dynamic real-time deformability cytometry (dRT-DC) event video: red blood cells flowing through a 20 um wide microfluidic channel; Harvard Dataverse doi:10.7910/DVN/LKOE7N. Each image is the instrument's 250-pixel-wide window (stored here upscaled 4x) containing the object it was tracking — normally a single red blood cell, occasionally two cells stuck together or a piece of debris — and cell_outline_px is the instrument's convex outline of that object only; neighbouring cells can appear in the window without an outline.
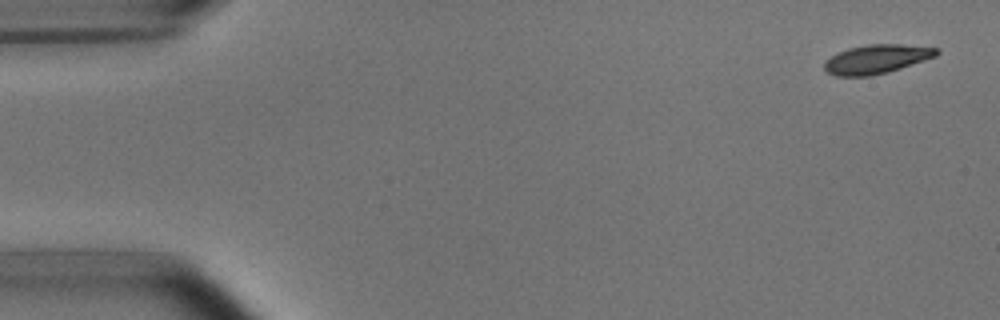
{"species": "common noctule bat (a hibernating species)", "species_latin": "Nyctalus noctula", "temperature_condition": "room temperature", "stored_images_in_passage": 7, "camera_frame_rate_fps": 3000, "um_per_image_px": 0.085, "animal": {"sex": "male", "body_mass_g": 15.6}, "frame": {"image": 1, "passage_image": 1, "time_ms": 0.0, "image_size_px": [1000, 320], "cell_outline_px": [[940, 52], [936, 56], [888, 72], [868, 76], [836, 76], [828, 72], [824, 68], [824, 64], [836, 52], [848, 48], [868, 44], [900, 44], [936, 48]], "centroid_in_image_um": [74.49, 5.02], "position_along_channel_um": 10.5, "area_um2": 18.73}}
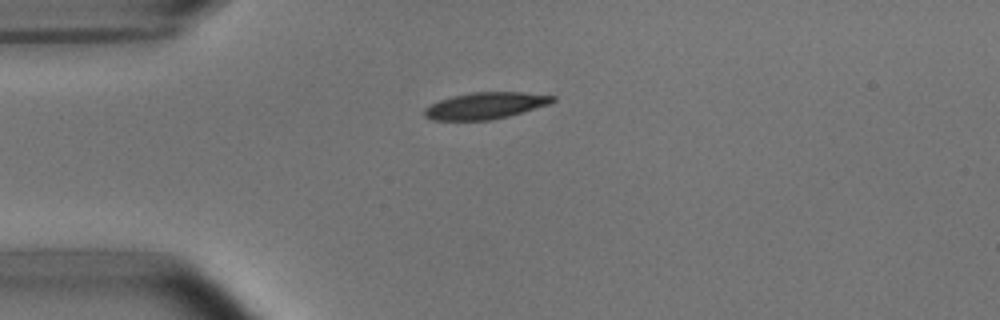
{"frame": {"image": 2, "passage_image": 4, "time_ms": 3.667, "image_size_px": [1000, 320], "cell_outline_px": [[556, 100], [548, 104], [508, 116], [492, 120], [432, 120], [424, 116], [424, 108], [440, 100], [452, 96], [472, 92], [524, 92], [556, 96]], "centroid_in_image_um": [41.25, 8.98], "position_along_channel_um": 43.8, "area_um2": 19.77}}
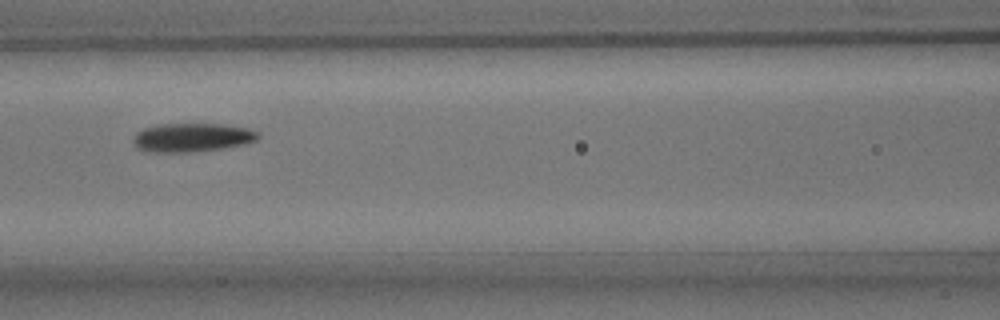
{"frame": {"image": 3, "passage_image": 7, "time_ms": 7.0, "image_size_px": [1000, 320], "cell_outline_px": [[260, 136], [256, 140], [244, 144], [228, 148], [188, 152], [148, 152], [136, 148], [132, 140], [136, 132], [144, 128], [160, 124], [220, 124], [248, 128], [260, 132]], "centroid_in_image_um": [16.32, 11.69], "position_along_channel_um": 150.3, "area_um2": 21.1}}